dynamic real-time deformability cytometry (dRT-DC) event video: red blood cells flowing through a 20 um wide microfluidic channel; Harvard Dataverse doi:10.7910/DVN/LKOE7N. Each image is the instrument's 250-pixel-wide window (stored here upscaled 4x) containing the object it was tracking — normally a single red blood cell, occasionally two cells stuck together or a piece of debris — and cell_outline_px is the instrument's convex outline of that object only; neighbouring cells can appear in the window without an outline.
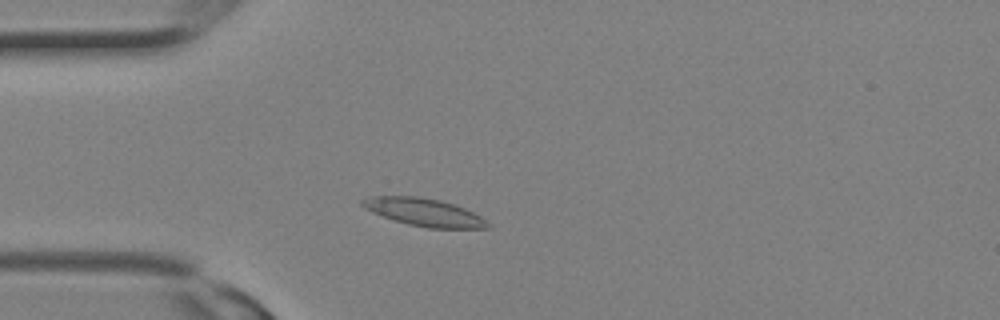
{"species": "Egyptian fruit bat (a non-hibernating species)", "species_latin": "Rousettus aegyptiacus", "temperature_condition": "room temperature", "stored_images_in_passage": 14, "camera_frame_rate_fps": 3000, "um_per_image_px": 0.085, "animal": {"sex": "female"}, "frame": {"image": 1, "passage_image": 4, "time_ms": 1.0, "image_size_px": [1000, 320], "cell_outline_px": [[492, 228], [428, 228], [408, 224], [372, 212], [364, 208], [360, 204], [360, 200], [368, 196], [416, 196], [440, 200], [464, 208], [480, 216]], "centroid_in_image_um": [36.0, 18.03], "position_along_channel_um": 49.0, "area_um2": 20.0}}
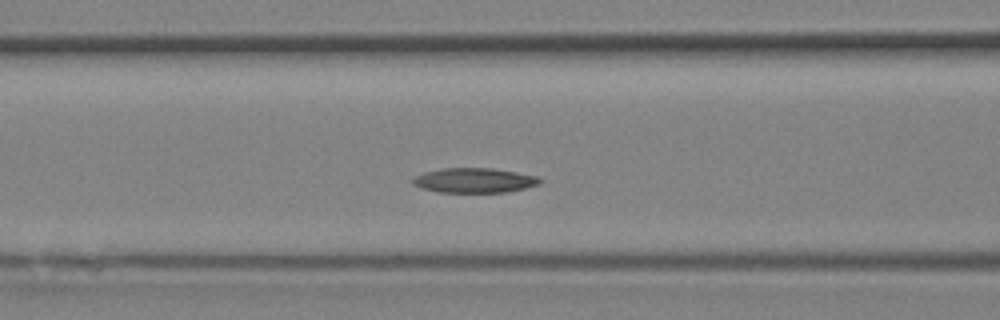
{"frame": {"image": 2, "passage_image": 8, "time_ms": 2.333, "image_size_px": [1000, 320], "cell_outline_px": [[544, 180], [540, 184], [508, 192], [440, 192], [420, 188], [412, 184], [412, 180], [416, 176], [424, 172], [444, 168], [492, 168], [516, 172], [536, 176]], "centroid_in_image_um": [40.32, 15.33], "position_along_channel_um": 126.3, "area_um2": 18.32}}
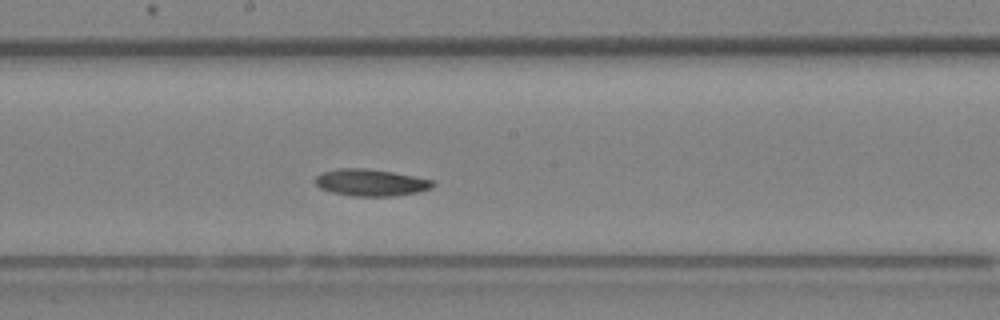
{"frame": {"image": 3, "passage_image": 12, "time_ms": 3.667, "image_size_px": [1000, 320], "cell_outline_px": [[436, 184], [432, 188], [416, 192], [396, 196], [352, 196], [332, 192], [320, 188], [316, 184], [316, 176], [324, 172], [340, 168], [364, 168], [392, 172], [432, 180]], "centroid_in_image_um": [31.53, 15.52], "position_along_channel_um": 216.7, "area_um2": 18.21}}